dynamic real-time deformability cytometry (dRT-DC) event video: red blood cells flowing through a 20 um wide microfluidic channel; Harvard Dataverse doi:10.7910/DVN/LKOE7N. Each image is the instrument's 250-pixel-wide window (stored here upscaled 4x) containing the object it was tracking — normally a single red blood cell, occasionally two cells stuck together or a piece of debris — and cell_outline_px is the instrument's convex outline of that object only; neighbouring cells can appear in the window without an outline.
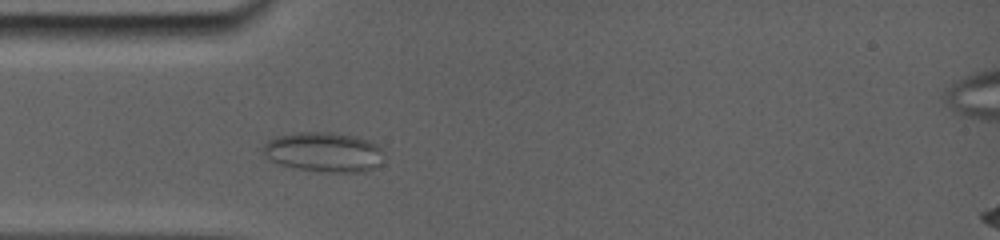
{"species": "common noctule bat (a hibernating species)", "species_latin": "Nyctalus noctula", "temperature_condition": "room temperature", "stored_images_in_passage": 23, "camera_frame_rate_fps": 5000, "um_per_image_px": 0.085, "animal": {"sex": "female", "body_mass_g": 19.0, "forearm_length_mm": 56.7}, "frame": {"image": 1, "passage_image": 4, "time_ms": 2.6, "image_size_px": [1000, 240], "cell_outline_px": [[380, 164], [376, 168], [364, 172], [320, 172], [296, 168], [280, 164], [272, 160], [264, 152], [264, 148], [272, 140], [284, 136], [344, 136], [360, 140], [372, 144], [376, 148]], "centroid_in_image_um": [27.52, 13.06], "position_along_channel_um": 57.5, "area_um2": 25.03}}
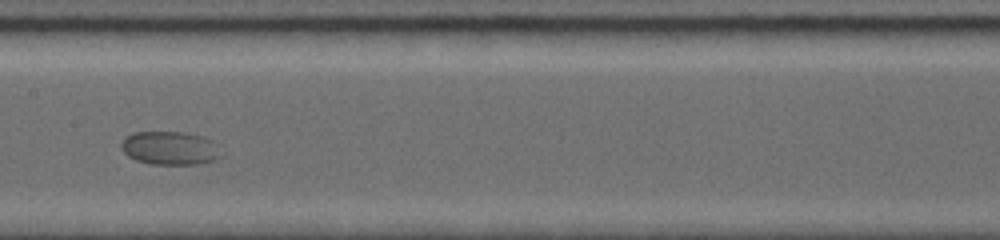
{"frame": {"image": 2, "passage_image": 9, "time_ms": 6.4, "image_size_px": [1000, 240], "cell_outline_px": [[224, 156], [200, 164], [152, 164], [136, 160], [128, 156], [124, 152], [120, 144], [128, 136], [136, 132], [180, 132], [196, 136], [208, 140]], "centroid_in_image_um": [14.4, 12.61], "position_along_channel_um": 193.0, "area_um2": 18.84}}
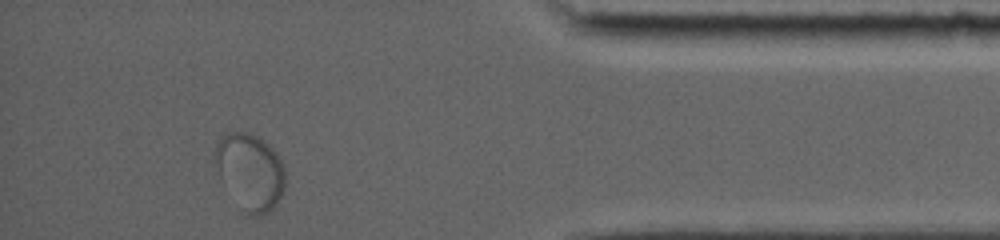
{"frame": {"image": 3, "passage_image": 23, "time_ms": 13.2, "image_size_px": [1000, 240], "cell_outline_px": [[284, 192], [276, 204], [268, 212], [260, 216], [248, 216], [220, 180], [212, 164], [212, 156], [216, 144], [224, 132], [248, 132], [256, 136], [272, 148], [276, 152], [284, 164]], "centroid_in_image_um": [21.21, 14.58], "position_along_channel_um": 414.0, "area_um2": 31.73}}